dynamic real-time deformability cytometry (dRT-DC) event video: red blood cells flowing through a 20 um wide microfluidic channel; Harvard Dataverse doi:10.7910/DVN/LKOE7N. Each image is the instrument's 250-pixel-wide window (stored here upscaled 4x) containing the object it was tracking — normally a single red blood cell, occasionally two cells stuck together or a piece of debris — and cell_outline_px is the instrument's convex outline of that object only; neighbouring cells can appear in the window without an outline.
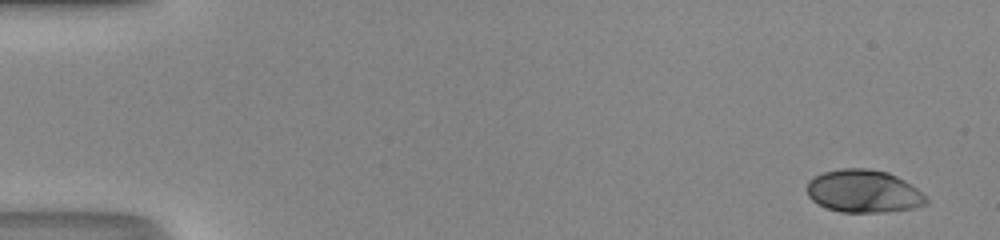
{"species": "human", "species_latin": "Homo sapiens", "temperature_condition": "room temperature", "stored_images_in_passage": 48, "camera_frame_rate_fps": 3000, "um_per_image_px": 0.085, "donor": {"sex": "male"}, "frame": {"image": 1, "passage_image": 1, "time_ms": 0.0, "image_size_px": [1000, 240], "cell_outline_px": [[928, 204], [912, 208], [884, 212], [840, 212], [828, 208], [812, 200], [808, 196], [808, 180], [824, 172], [840, 168], [868, 168], [888, 172], [904, 180], [916, 188], [928, 200]], "centroid_in_image_um": [73.41, 16.25], "position_along_channel_um": 11.6, "area_um2": 29.54}}
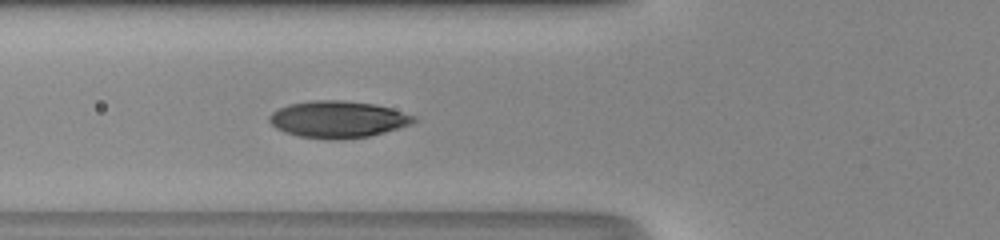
{"frame": {"image": 2, "passage_image": 18, "time_ms": 5.667, "image_size_px": [1000, 240], "cell_outline_px": [[416, 120], [412, 124], [384, 132], [368, 136], [336, 140], [332, 140], [300, 136], [284, 132], [276, 128], [268, 120], [268, 116], [272, 112], [288, 104], [312, 100], [344, 100], [376, 104], [392, 108], [416, 116]], "centroid_in_image_um": [28.72, 10.13], "position_along_channel_um": 97.1, "area_um2": 31.1}}
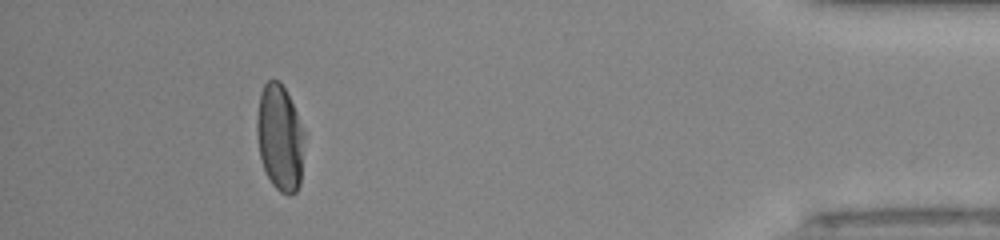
{"frame": {"image": 3, "passage_image": 44, "time_ms": 14.333, "image_size_px": [1000, 240], "cell_outline_px": [[304, 132], [300, 184], [296, 192], [288, 196], [280, 192], [272, 184], [260, 160], [256, 132], [256, 116], [260, 92], [264, 84], [268, 80], [280, 80], [296, 112]], "centroid_in_image_um": [23.76, 11.71], "position_along_channel_um": 411.4, "area_um2": 29.42}, "authors_computed_cell_mechanics": {"area_um2": 29.6514, "velocity_mm_per_s": 4.2719, "shape_relaxation_time_tau1_ms": 2.7389, "shape_relaxation_time_tau2_ms": null, "deformation_change_tau1": 0.1868, "deformation_change_tau2": null}}